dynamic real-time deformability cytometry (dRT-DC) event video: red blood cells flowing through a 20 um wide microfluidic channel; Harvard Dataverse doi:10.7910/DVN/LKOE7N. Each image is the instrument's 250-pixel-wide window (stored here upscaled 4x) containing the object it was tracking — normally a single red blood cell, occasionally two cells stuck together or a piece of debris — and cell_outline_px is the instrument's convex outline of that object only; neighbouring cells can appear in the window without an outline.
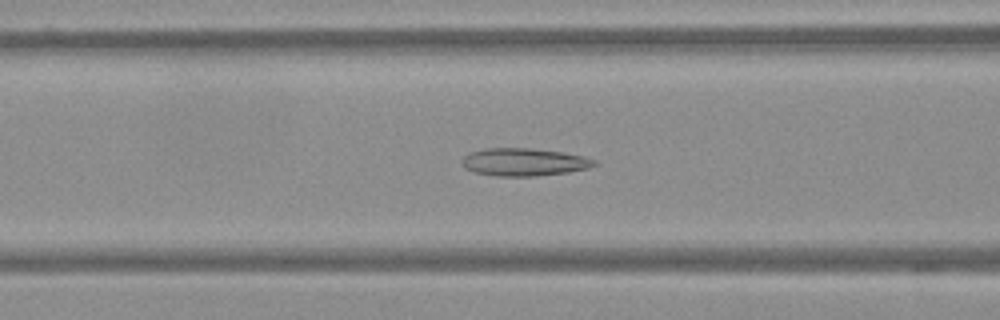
{"species": "Egyptian fruit bat (a non-hibernating species)", "species_latin": "Rousettus aegyptiacus", "temperature_condition": "warm", "stored_images_in_passage": 51, "camera_frame_rate_fps": 3000, "um_per_image_px": 0.085, "frame": {"image": 1, "passage_image": 16, "time_ms": 5.0, "image_size_px": [1000, 320], "cell_outline_px": [[596, 164], [588, 168], [568, 172], [536, 176], [496, 176], [476, 172], [464, 168], [460, 160], [468, 152], [484, 148], [532, 148], [560, 152], [584, 156], [596, 160]], "centroid_in_image_um": [44.5, 13.77], "position_along_channel_um": 122.1, "area_um2": 21.44}}
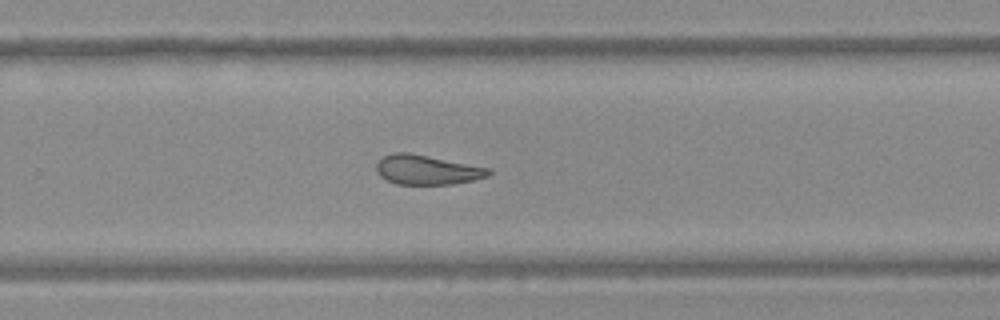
{"frame": {"image": 2, "passage_image": 31, "time_ms": 10.0, "image_size_px": [1000, 320], "cell_outline_px": [[492, 172], [488, 176], [472, 180], [452, 184], [396, 184], [380, 176], [376, 172], [376, 164], [384, 156], [392, 152], [408, 152], [488, 168]], "centroid_in_image_um": [36.25, 14.43], "position_along_channel_um": 293.6, "area_um2": 19.07}}
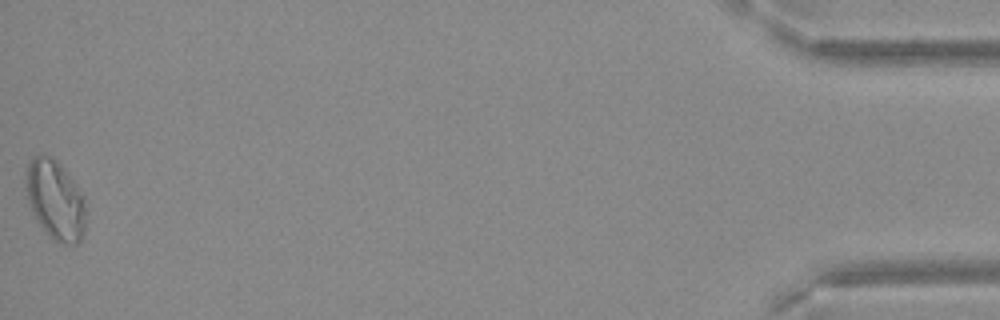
{"frame": {"image": 3, "passage_image": 51, "time_ms": 16.667, "image_size_px": [1000, 320], "cell_outline_px": [[84, 232], [80, 240], [76, 244], [60, 244], [52, 240], [48, 236], [40, 224], [28, 204], [28, 160], [44, 152], [52, 156], [64, 168], [84, 196]], "centroid_in_image_um": [4.72, 17.0], "position_along_channel_um": 430.5, "area_um2": 27.46}}